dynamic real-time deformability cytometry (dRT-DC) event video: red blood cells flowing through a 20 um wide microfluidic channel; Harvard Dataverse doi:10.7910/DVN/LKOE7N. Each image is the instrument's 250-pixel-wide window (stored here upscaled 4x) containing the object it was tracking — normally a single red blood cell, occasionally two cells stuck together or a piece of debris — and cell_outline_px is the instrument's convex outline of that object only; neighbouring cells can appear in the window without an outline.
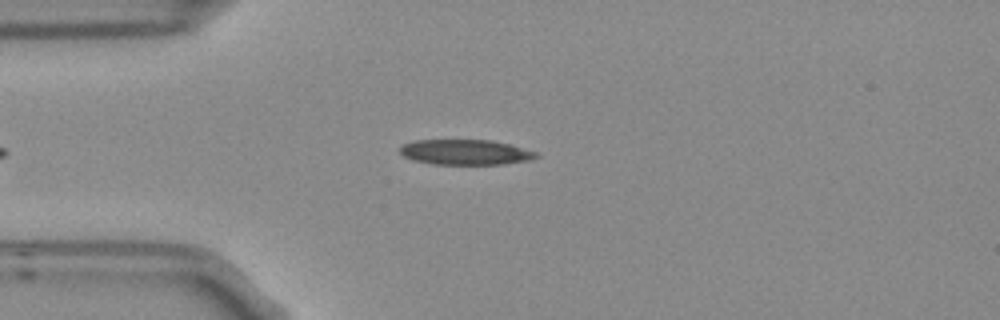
{"species": "Egyptian fruit bat (a non-hibernating species)", "species_latin": "Rousettus aegyptiacus", "temperature_condition": "room temperature", "stored_images_in_passage": 5, "camera_frame_rate_fps": 3000, "um_per_image_px": 0.085, "frame": {"image": 1, "passage_image": 4, "time_ms": 1.0, "image_size_px": [1000, 320], "cell_outline_px": [[540, 156], [528, 160], [504, 164], [432, 164], [412, 160], [404, 156], [400, 152], [400, 144], [412, 140], [492, 140], [508, 144], [536, 152]], "centroid_in_image_um": [39.5, 12.93], "position_along_channel_um": 45.5, "area_um2": 20.06}}